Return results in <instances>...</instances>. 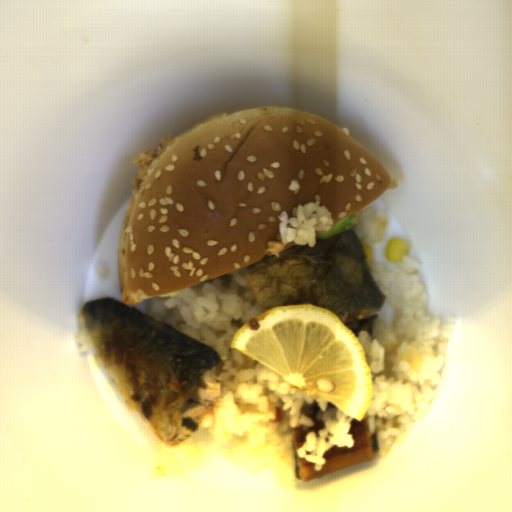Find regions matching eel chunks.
<instances>
[{"mask_svg": "<svg viewBox=\"0 0 512 512\" xmlns=\"http://www.w3.org/2000/svg\"><path fill=\"white\" fill-rule=\"evenodd\" d=\"M301 411L313 421V424L291 429L294 472L298 480L305 483L322 479L323 476L373 461L378 455L377 437L369 429L368 418L365 416L359 420L354 417L348 431V434L352 435L354 445L352 447L332 446L323 454L325 463L321 470L315 471V463L300 458L297 451L306 442L310 433L317 434L325 428L326 423L318 419L322 409L317 402L301 407Z\"/></svg>", "mask_w": 512, "mask_h": 512, "instance_id": "eel-chunks-1", "label": "eel chunks"}, {"mask_svg": "<svg viewBox=\"0 0 512 512\" xmlns=\"http://www.w3.org/2000/svg\"><path fill=\"white\" fill-rule=\"evenodd\" d=\"M377 315H378V312L371 314L367 318L357 320L354 322H350V323L342 322V324L345 325L350 331H352L355 334L356 338L358 337V334L361 331H368L369 334L371 335V334H373L372 326H373L374 321L377 318Z\"/></svg>", "mask_w": 512, "mask_h": 512, "instance_id": "eel-chunks-2", "label": "eel chunks"}]
</instances>
